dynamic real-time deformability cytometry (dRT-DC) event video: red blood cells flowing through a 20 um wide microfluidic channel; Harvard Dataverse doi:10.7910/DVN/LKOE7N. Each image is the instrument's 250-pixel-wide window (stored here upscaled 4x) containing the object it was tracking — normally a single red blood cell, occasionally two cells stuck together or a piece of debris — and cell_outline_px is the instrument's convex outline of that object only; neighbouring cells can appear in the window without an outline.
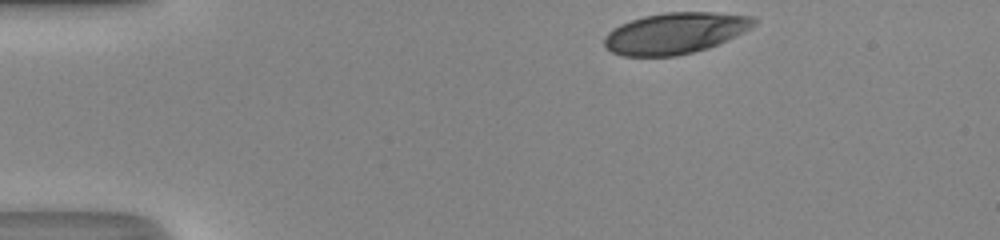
{"species": "human", "species_latin": "Homo sapiens", "temperature_condition": "room temperature", "stored_images_in_passage": 33, "camera_frame_rate_fps": 3000, "um_per_image_px": 0.085, "donor": {"sex": "male"}, "frame": {"image": 1, "passage_image": 1, "time_ms": 0.0, "image_size_px": [1000, 240], "cell_outline_px": [[756, 24], [744, 32], [708, 48], [676, 56], [624, 56], [612, 52], [604, 44], [604, 36], [608, 32], [620, 24], [644, 16], [664, 12], [716, 12], [756, 16]], "centroid_in_image_um": [57.41, 2.81], "position_along_channel_um": 27.6, "area_um2": 35.89}}
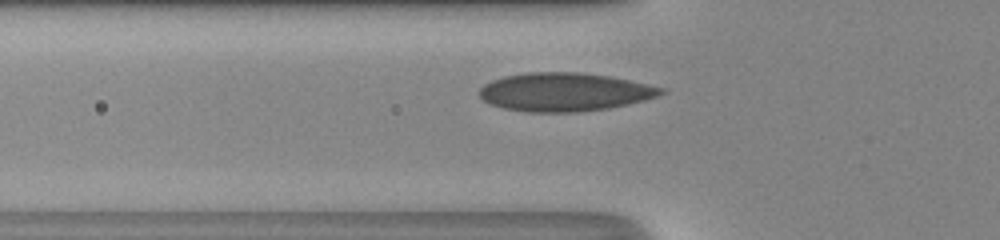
{"frame": {"image": 2, "passage_image": 10, "time_ms": 3.0, "image_size_px": [1000, 240], "cell_outline_px": [[664, 92], [656, 96], [644, 100], [628, 104], [608, 108], [576, 112], [528, 112], [504, 108], [492, 104], [484, 100], [480, 96], [480, 88], [484, 84], [492, 80], [504, 76], [528, 72], [576, 72], [608, 76], [628, 80], [664, 88]], "centroid_in_image_um": [47.96, 7.82], "position_along_channel_um": 77.8, "area_um2": 40.29}}
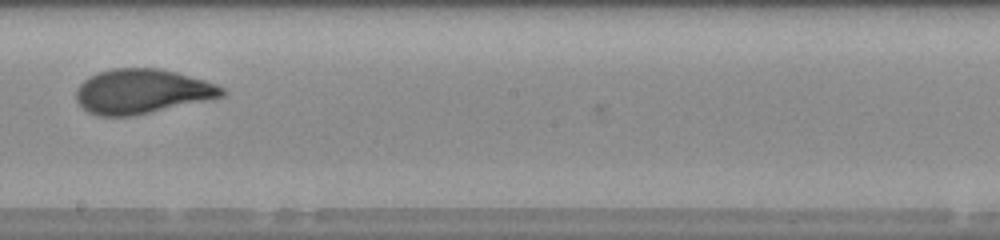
{"frame": {"image": 3, "passage_image": 21, "time_ms": 6.667, "image_size_px": [1000, 240], "cell_outline_px": [[228, 92], [224, 96], [132, 116], [96, 116], [88, 112], [76, 100], [76, 88], [88, 76], [112, 68], [160, 68], [176, 72], [204, 80], [216, 84], [224, 88]], "centroid_in_image_um": [12.05, 7.76], "position_along_channel_um": 236.1, "area_um2": 37.8}, "authors_computed_cell_mechanics": {"area_um2": 37.281, "velocity_mm_per_s": 4.318, "shape_relaxation_time_tau1_ms": 7.2307, "shape_relaxation_time_tau2_ms": null, "deformation_change_tau1": 0.2307, "deformation_change_tau2": null}}